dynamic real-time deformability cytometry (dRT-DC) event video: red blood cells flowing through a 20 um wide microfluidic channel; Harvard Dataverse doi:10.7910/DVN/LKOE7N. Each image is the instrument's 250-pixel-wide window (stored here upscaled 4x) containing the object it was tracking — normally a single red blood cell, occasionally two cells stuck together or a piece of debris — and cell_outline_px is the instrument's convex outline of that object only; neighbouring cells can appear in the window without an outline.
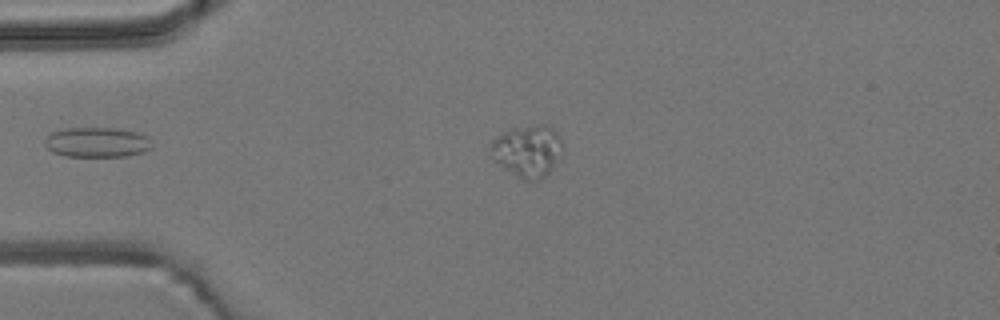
{"species": "common noctule bat (a hibernating species)", "species_latin": "Nyctalus noctula", "temperature_condition": "room temperature", "stored_images_in_passage": 26, "segment_of_instrument_passage": [1, 2], "camera_frame_rate_fps": 3000, "um_per_image_px": 0.085, "animal": {"sex": "male", "body_mass_g": 19.2, "forearm_length_mm": 51.8}, "frame": {"image": 1, "passage_image": 1, "time_ms": 0.0, "image_size_px": [1000, 320], "cell_outline_px": [[152, 148], [144, 152], [128, 156], [64, 156], [52, 152], [44, 144], [44, 140], [52, 132], [68, 128], [120, 128], [140, 132], [148, 136], [152, 144]], "centroid_in_image_um": [8.3, 12.09], "position_along_channel_um": 76.7, "area_um2": 18.96}}
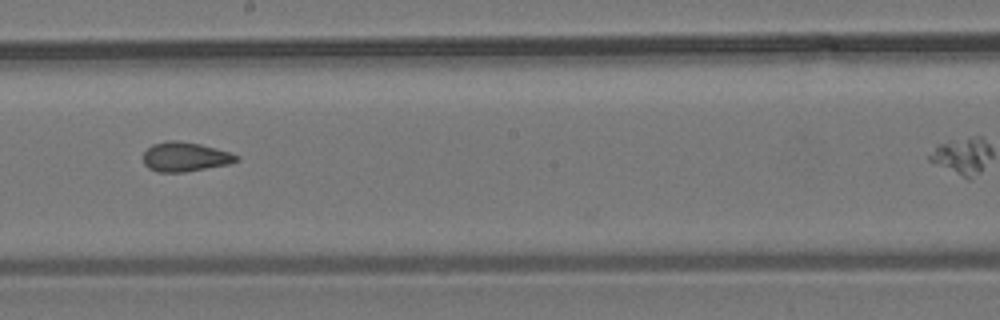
{"frame": {"image": 2, "passage_image": 13, "time_ms": 4.0, "image_size_px": [1000, 320], "cell_outline_px": [[240, 160], [228, 164], [184, 172], [160, 172], [148, 168], [144, 164], [144, 152], [152, 144], [168, 140], [176, 140], [200, 144], [228, 152], [240, 156]], "centroid_in_image_um": [15.72, 13.33], "position_along_channel_um": 232.5, "area_um2": 15.84}}
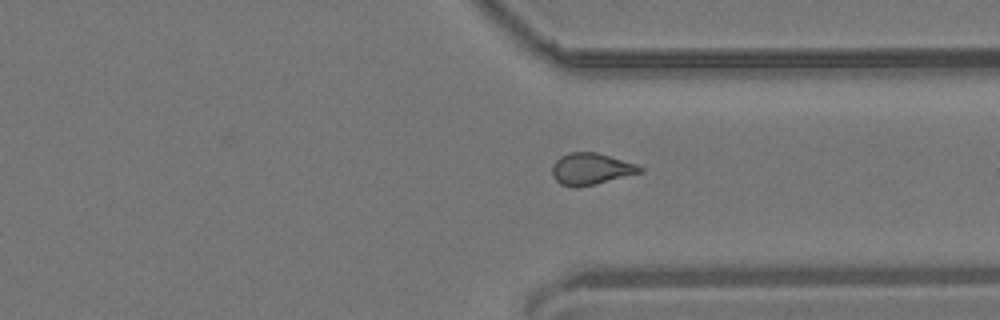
{"frame": {"image": 3, "passage_image": 23, "time_ms": 7.333, "image_size_px": [1000, 320], "cell_outline_px": [[644, 172], [596, 184], [576, 188], [560, 184], [552, 176], [552, 164], [560, 156], [568, 152], [596, 152], [636, 164], [644, 168]], "centroid_in_image_um": [50.23, 14.36], "position_along_channel_um": 361.2, "area_um2": 16.36}}